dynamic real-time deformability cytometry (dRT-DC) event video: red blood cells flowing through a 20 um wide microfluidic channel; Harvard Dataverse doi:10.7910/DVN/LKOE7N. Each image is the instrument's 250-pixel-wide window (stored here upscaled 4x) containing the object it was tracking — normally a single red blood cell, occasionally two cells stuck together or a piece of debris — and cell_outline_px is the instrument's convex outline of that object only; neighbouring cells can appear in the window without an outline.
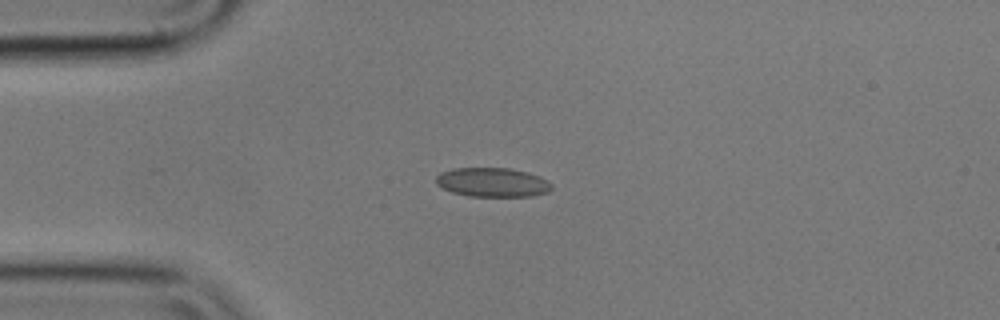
{"species": "common noctule bat (a hibernating species)", "species_latin": "Nyctalus noctula", "temperature_condition": "cold", "stored_images_in_passage": 44, "camera_frame_rate_fps": 3000, "um_per_image_px": 0.085, "animal": {"sex": "male", "body_mass_g": 17.9}, "frame": {"image": 1, "passage_image": 1, "time_ms": 0.0, "image_size_px": [1000, 320], "cell_outline_px": [[552, 188], [548, 192], [532, 196], [468, 196], [452, 192], [436, 184], [436, 176], [440, 172], [452, 168], [512, 168], [528, 172], [540, 176], [548, 180], [552, 184]], "centroid_in_image_um": [41.88, 15.49], "position_along_channel_um": 43.1, "area_um2": 19.83}}
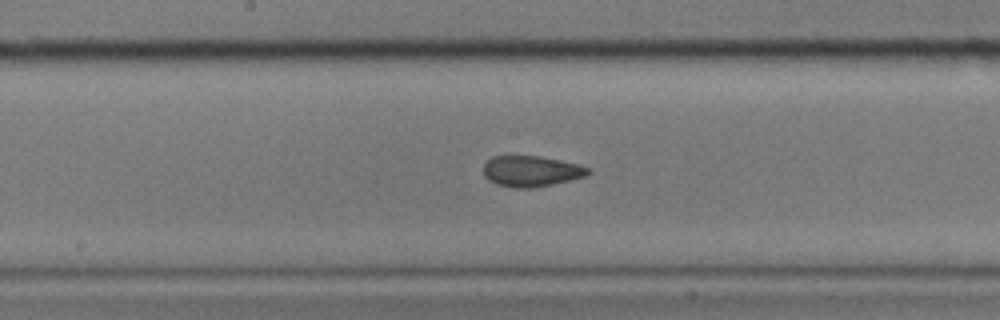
{"frame": {"image": 2, "passage_image": 16, "time_ms": 5.0, "image_size_px": [1000, 320], "cell_outline_px": [[592, 172], [584, 176], [552, 184], [532, 188], [516, 188], [496, 184], [488, 180], [484, 176], [484, 164], [492, 156], [540, 156], [560, 160], [576, 164], [588, 168]], "centroid_in_image_um": [45.11, 14.55], "position_along_channel_um": 203.1, "area_um2": 18.61}}
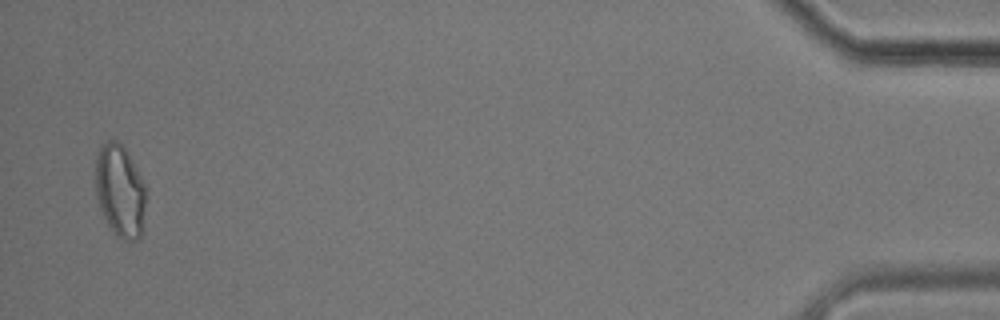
{"frame": {"image": 3, "passage_image": 42, "time_ms": 13.667, "image_size_px": [1000, 320], "cell_outline_px": [[144, 232], [140, 240], [120, 240], [112, 232], [104, 220], [96, 196], [96, 160], [100, 148], [108, 140], [116, 140], [124, 148], [132, 160], [144, 184]], "centroid_in_image_um": [10.2, 16.32], "position_along_channel_um": 425.0, "area_um2": 27.22}}